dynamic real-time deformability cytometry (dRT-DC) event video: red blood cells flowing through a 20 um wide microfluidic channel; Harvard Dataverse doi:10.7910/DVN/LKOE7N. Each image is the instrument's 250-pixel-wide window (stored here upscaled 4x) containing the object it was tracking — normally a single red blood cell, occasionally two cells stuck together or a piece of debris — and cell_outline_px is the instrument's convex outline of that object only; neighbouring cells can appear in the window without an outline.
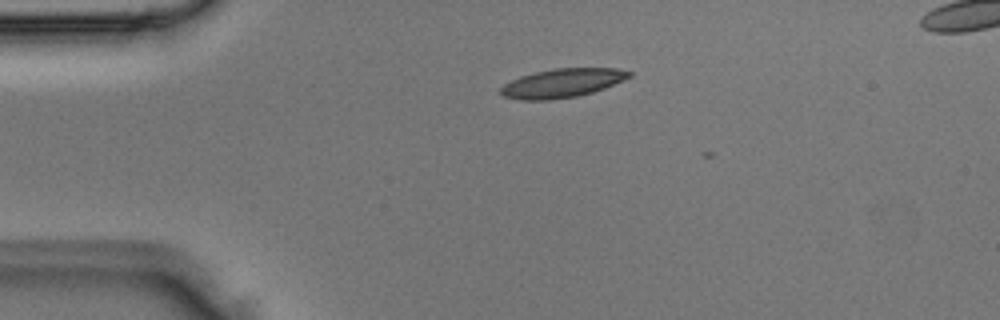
{"species": "Egyptian fruit bat (a non-hibernating species)", "species_latin": "Rousettus aegyptiacus", "temperature_condition": "room temperature", "stored_images_in_passage": 2, "camera_frame_rate_fps": 3000, "um_per_image_px": 0.085, "animal": {"sex": "male"}, "frame": {"image": 1, "passage_image": 1, "time_ms": 0.0, "image_size_px": [1000, 320], "cell_outline_px": [[632, 76], [604, 88], [592, 92], [576, 96], [552, 100], [520, 100], [504, 96], [500, 92], [500, 88], [504, 84], [520, 76], [536, 72], [556, 68], [616, 68], [632, 72]], "centroid_in_image_um": [47.78, 7.06], "position_along_channel_um": 37.2, "area_um2": 21.44}}